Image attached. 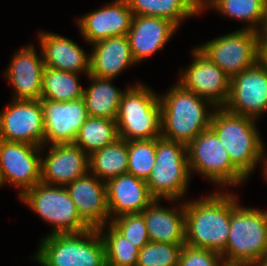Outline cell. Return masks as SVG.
Segmentation results:
<instances>
[{
  "instance_id": "cell-35",
  "label": "cell",
  "mask_w": 267,
  "mask_h": 266,
  "mask_svg": "<svg viewBox=\"0 0 267 266\" xmlns=\"http://www.w3.org/2000/svg\"><path fill=\"white\" fill-rule=\"evenodd\" d=\"M178 266H226L222 256L214 251L189 245L182 247Z\"/></svg>"
},
{
  "instance_id": "cell-18",
  "label": "cell",
  "mask_w": 267,
  "mask_h": 266,
  "mask_svg": "<svg viewBox=\"0 0 267 266\" xmlns=\"http://www.w3.org/2000/svg\"><path fill=\"white\" fill-rule=\"evenodd\" d=\"M133 14L127 0H113L105 7L78 18L83 39L89 44L114 36H126Z\"/></svg>"
},
{
  "instance_id": "cell-13",
  "label": "cell",
  "mask_w": 267,
  "mask_h": 266,
  "mask_svg": "<svg viewBox=\"0 0 267 266\" xmlns=\"http://www.w3.org/2000/svg\"><path fill=\"white\" fill-rule=\"evenodd\" d=\"M228 111L257 119L267 111V69L258 61L230 79Z\"/></svg>"
},
{
  "instance_id": "cell-6",
  "label": "cell",
  "mask_w": 267,
  "mask_h": 266,
  "mask_svg": "<svg viewBox=\"0 0 267 266\" xmlns=\"http://www.w3.org/2000/svg\"><path fill=\"white\" fill-rule=\"evenodd\" d=\"M115 122L119 138L126 141L161 137L159 95L141 83L128 86L120 100Z\"/></svg>"
},
{
  "instance_id": "cell-19",
  "label": "cell",
  "mask_w": 267,
  "mask_h": 266,
  "mask_svg": "<svg viewBox=\"0 0 267 266\" xmlns=\"http://www.w3.org/2000/svg\"><path fill=\"white\" fill-rule=\"evenodd\" d=\"M177 28L166 18L133 15L127 36L134 61L140 62L162 50Z\"/></svg>"
},
{
  "instance_id": "cell-40",
  "label": "cell",
  "mask_w": 267,
  "mask_h": 266,
  "mask_svg": "<svg viewBox=\"0 0 267 266\" xmlns=\"http://www.w3.org/2000/svg\"><path fill=\"white\" fill-rule=\"evenodd\" d=\"M262 168H264L263 172H264V175L267 178V157L265 158L264 166Z\"/></svg>"
},
{
  "instance_id": "cell-37",
  "label": "cell",
  "mask_w": 267,
  "mask_h": 266,
  "mask_svg": "<svg viewBox=\"0 0 267 266\" xmlns=\"http://www.w3.org/2000/svg\"><path fill=\"white\" fill-rule=\"evenodd\" d=\"M216 0H196V5L199 13H202L205 8L210 7Z\"/></svg>"
},
{
  "instance_id": "cell-15",
  "label": "cell",
  "mask_w": 267,
  "mask_h": 266,
  "mask_svg": "<svg viewBox=\"0 0 267 266\" xmlns=\"http://www.w3.org/2000/svg\"><path fill=\"white\" fill-rule=\"evenodd\" d=\"M44 118V146L73 143L81 126L87 120L88 112L82 98L71 101L41 99Z\"/></svg>"
},
{
  "instance_id": "cell-10",
  "label": "cell",
  "mask_w": 267,
  "mask_h": 266,
  "mask_svg": "<svg viewBox=\"0 0 267 266\" xmlns=\"http://www.w3.org/2000/svg\"><path fill=\"white\" fill-rule=\"evenodd\" d=\"M259 44V31L241 28L198 49L231 79L259 61Z\"/></svg>"
},
{
  "instance_id": "cell-36",
  "label": "cell",
  "mask_w": 267,
  "mask_h": 266,
  "mask_svg": "<svg viewBox=\"0 0 267 266\" xmlns=\"http://www.w3.org/2000/svg\"><path fill=\"white\" fill-rule=\"evenodd\" d=\"M259 62L267 69V36H260Z\"/></svg>"
},
{
  "instance_id": "cell-38",
  "label": "cell",
  "mask_w": 267,
  "mask_h": 266,
  "mask_svg": "<svg viewBox=\"0 0 267 266\" xmlns=\"http://www.w3.org/2000/svg\"><path fill=\"white\" fill-rule=\"evenodd\" d=\"M259 36H267V2H266V7H265V18L263 22V27L259 29Z\"/></svg>"
},
{
  "instance_id": "cell-17",
  "label": "cell",
  "mask_w": 267,
  "mask_h": 266,
  "mask_svg": "<svg viewBox=\"0 0 267 266\" xmlns=\"http://www.w3.org/2000/svg\"><path fill=\"white\" fill-rule=\"evenodd\" d=\"M65 188L80 218L90 228H105V224L109 221L105 182L89 171Z\"/></svg>"
},
{
  "instance_id": "cell-2",
  "label": "cell",
  "mask_w": 267,
  "mask_h": 266,
  "mask_svg": "<svg viewBox=\"0 0 267 266\" xmlns=\"http://www.w3.org/2000/svg\"><path fill=\"white\" fill-rule=\"evenodd\" d=\"M161 108V137L188 145L202 131L210 128V101L176 83L159 96ZM208 106V107H206Z\"/></svg>"
},
{
  "instance_id": "cell-27",
  "label": "cell",
  "mask_w": 267,
  "mask_h": 266,
  "mask_svg": "<svg viewBox=\"0 0 267 266\" xmlns=\"http://www.w3.org/2000/svg\"><path fill=\"white\" fill-rule=\"evenodd\" d=\"M133 15L162 17L178 27L184 18L199 14L196 0H127Z\"/></svg>"
},
{
  "instance_id": "cell-34",
  "label": "cell",
  "mask_w": 267,
  "mask_h": 266,
  "mask_svg": "<svg viewBox=\"0 0 267 266\" xmlns=\"http://www.w3.org/2000/svg\"><path fill=\"white\" fill-rule=\"evenodd\" d=\"M110 224L139 249L150 242L144 216L141 213L114 217L110 220Z\"/></svg>"
},
{
  "instance_id": "cell-24",
  "label": "cell",
  "mask_w": 267,
  "mask_h": 266,
  "mask_svg": "<svg viewBox=\"0 0 267 266\" xmlns=\"http://www.w3.org/2000/svg\"><path fill=\"white\" fill-rule=\"evenodd\" d=\"M155 199L141 214L149 240L171 244H185V204L179 209L165 208Z\"/></svg>"
},
{
  "instance_id": "cell-4",
  "label": "cell",
  "mask_w": 267,
  "mask_h": 266,
  "mask_svg": "<svg viewBox=\"0 0 267 266\" xmlns=\"http://www.w3.org/2000/svg\"><path fill=\"white\" fill-rule=\"evenodd\" d=\"M210 128L217 134L231 163L248 179L258 162H265L263 140L256 129L255 119L215 107ZM266 155V156H265Z\"/></svg>"
},
{
  "instance_id": "cell-5",
  "label": "cell",
  "mask_w": 267,
  "mask_h": 266,
  "mask_svg": "<svg viewBox=\"0 0 267 266\" xmlns=\"http://www.w3.org/2000/svg\"><path fill=\"white\" fill-rule=\"evenodd\" d=\"M34 260L41 266H107L105 246L98 229L80 233L48 234Z\"/></svg>"
},
{
  "instance_id": "cell-29",
  "label": "cell",
  "mask_w": 267,
  "mask_h": 266,
  "mask_svg": "<svg viewBox=\"0 0 267 266\" xmlns=\"http://www.w3.org/2000/svg\"><path fill=\"white\" fill-rule=\"evenodd\" d=\"M118 138L115 120L88 117L73 143L90 155L95 150L114 143Z\"/></svg>"
},
{
  "instance_id": "cell-30",
  "label": "cell",
  "mask_w": 267,
  "mask_h": 266,
  "mask_svg": "<svg viewBox=\"0 0 267 266\" xmlns=\"http://www.w3.org/2000/svg\"><path fill=\"white\" fill-rule=\"evenodd\" d=\"M266 2L267 0H216L210 7L230 18L247 22L244 29L259 31L257 27L263 26Z\"/></svg>"
},
{
  "instance_id": "cell-31",
  "label": "cell",
  "mask_w": 267,
  "mask_h": 266,
  "mask_svg": "<svg viewBox=\"0 0 267 266\" xmlns=\"http://www.w3.org/2000/svg\"><path fill=\"white\" fill-rule=\"evenodd\" d=\"M104 227L98 228L105 246L107 266H136L139 248L129 242L110 223L104 233Z\"/></svg>"
},
{
  "instance_id": "cell-22",
  "label": "cell",
  "mask_w": 267,
  "mask_h": 266,
  "mask_svg": "<svg viewBox=\"0 0 267 266\" xmlns=\"http://www.w3.org/2000/svg\"><path fill=\"white\" fill-rule=\"evenodd\" d=\"M39 43L45 67L82 73L90 72V55L72 40L51 32H40Z\"/></svg>"
},
{
  "instance_id": "cell-1",
  "label": "cell",
  "mask_w": 267,
  "mask_h": 266,
  "mask_svg": "<svg viewBox=\"0 0 267 266\" xmlns=\"http://www.w3.org/2000/svg\"><path fill=\"white\" fill-rule=\"evenodd\" d=\"M185 204V244L225 251L230 228V193H211Z\"/></svg>"
},
{
  "instance_id": "cell-14",
  "label": "cell",
  "mask_w": 267,
  "mask_h": 266,
  "mask_svg": "<svg viewBox=\"0 0 267 266\" xmlns=\"http://www.w3.org/2000/svg\"><path fill=\"white\" fill-rule=\"evenodd\" d=\"M192 53L194 60L181 72L178 83L215 107H224L229 98L230 78L198 48Z\"/></svg>"
},
{
  "instance_id": "cell-25",
  "label": "cell",
  "mask_w": 267,
  "mask_h": 266,
  "mask_svg": "<svg viewBox=\"0 0 267 266\" xmlns=\"http://www.w3.org/2000/svg\"><path fill=\"white\" fill-rule=\"evenodd\" d=\"M91 84L83 90V99L89 117L116 120L120 100L125 91L117 89L109 78L89 74Z\"/></svg>"
},
{
  "instance_id": "cell-23",
  "label": "cell",
  "mask_w": 267,
  "mask_h": 266,
  "mask_svg": "<svg viewBox=\"0 0 267 266\" xmlns=\"http://www.w3.org/2000/svg\"><path fill=\"white\" fill-rule=\"evenodd\" d=\"M89 74L114 79L134 61L128 36H114L92 43Z\"/></svg>"
},
{
  "instance_id": "cell-39",
  "label": "cell",
  "mask_w": 267,
  "mask_h": 266,
  "mask_svg": "<svg viewBox=\"0 0 267 266\" xmlns=\"http://www.w3.org/2000/svg\"><path fill=\"white\" fill-rule=\"evenodd\" d=\"M258 266H267V251L264 254L263 259Z\"/></svg>"
},
{
  "instance_id": "cell-28",
  "label": "cell",
  "mask_w": 267,
  "mask_h": 266,
  "mask_svg": "<svg viewBox=\"0 0 267 266\" xmlns=\"http://www.w3.org/2000/svg\"><path fill=\"white\" fill-rule=\"evenodd\" d=\"M78 73L55 70L45 67L42 78L41 99L71 101L83 97Z\"/></svg>"
},
{
  "instance_id": "cell-12",
  "label": "cell",
  "mask_w": 267,
  "mask_h": 266,
  "mask_svg": "<svg viewBox=\"0 0 267 266\" xmlns=\"http://www.w3.org/2000/svg\"><path fill=\"white\" fill-rule=\"evenodd\" d=\"M0 139L44 146L41 99H13L11 104L0 112Z\"/></svg>"
},
{
  "instance_id": "cell-20",
  "label": "cell",
  "mask_w": 267,
  "mask_h": 266,
  "mask_svg": "<svg viewBox=\"0 0 267 266\" xmlns=\"http://www.w3.org/2000/svg\"><path fill=\"white\" fill-rule=\"evenodd\" d=\"M105 185L108 223L115 216L141 213L155 200L149 192L146 181L129 173L112 178L106 181Z\"/></svg>"
},
{
  "instance_id": "cell-33",
  "label": "cell",
  "mask_w": 267,
  "mask_h": 266,
  "mask_svg": "<svg viewBox=\"0 0 267 266\" xmlns=\"http://www.w3.org/2000/svg\"><path fill=\"white\" fill-rule=\"evenodd\" d=\"M184 245L150 241L139 250L136 266H178Z\"/></svg>"
},
{
  "instance_id": "cell-16",
  "label": "cell",
  "mask_w": 267,
  "mask_h": 266,
  "mask_svg": "<svg viewBox=\"0 0 267 266\" xmlns=\"http://www.w3.org/2000/svg\"><path fill=\"white\" fill-rule=\"evenodd\" d=\"M89 172V155L74 143L52 144L41 156V182L66 186Z\"/></svg>"
},
{
  "instance_id": "cell-32",
  "label": "cell",
  "mask_w": 267,
  "mask_h": 266,
  "mask_svg": "<svg viewBox=\"0 0 267 266\" xmlns=\"http://www.w3.org/2000/svg\"><path fill=\"white\" fill-rule=\"evenodd\" d=\"M127 173L147 181L151 175L156 157V138L150 140L127 141Z\"/></svg>"
},
{
  "instance_id": "cell-11",
  "label": "cell",
  "mask_w": 267,
  "mask_h": 266,
  "mask_svg": "<svg viewBox=\"0 0 267 266\" xmlns=\"http://www.w3.org/2000/svg\"><path fill=\"white\" fill-rule=\"evenodd\" d=\"M44 146L0 139V180L20 187L19 196L41 182Z\"/></svg>"
},
{
  "instance_id": "cell-9",
  "label": "cell",
  "mask_w": 267,
  "mask_h": 266,
  "mask_svg": "<svg viewBox=\"0 0 267 266\" xmlns=\"http://www.w3.org/2000/svg\"><path fill=\"white\" fill-rule=\"evenodd\" d=\"M187 155L190 172L196 171L217 185L235 186L247 179L231 163L225 146L211 128L187 145Z\"/></svg>"
},
{
  "instance_id": "cell-26",
  "label": "cell",
  "mask_w": 267,
  "mask_h": 266,
  "mask_svg": "<svg viewBox=\"0 0 267 266\" xmlns=\"http://www.w3.org/2000/svg\"><path fill=\"white\" fill-rule=\"evenodd\" d=\"M89 171L104 182L127 173V141L118 138L114 143L92 152L89 155Z\"/></svg>"
},
{
  "instance_id": "cell-7",
  "label": "cell",
  "mask_w": 267,
  "mask_h": 266,
  "mask_svg": "<svg viewBox=\"0 0 267 266\" xmlns=\"http://www.w3.org/2000/svg\"><path fill=\"white\" fill-rule=\"evenodd\" d=\"M190 174L187 145L156 138L155 163L146 181L151 196L177 202L187 191Z\"/></svg>"
},
{
  "instance_id": "cell-3",
  "label": "cell",
  "mask_w": 267,
  "mask_h": 266,
  "mask_svg": "<svg viewBox=\"0 0 267 266\" xmlns=\"http://www.w3.org/2000/svg\"><path fill=\"white\" fill-rule=\"evenodd\" d=\"M267 251V211L244 208L230 193V228L225 251L226 266H258Z\"/></svg>"
},
{
  "instance_id": "cell-21",
  "label": "cell",
  "mask_w": 267,
  "mask_h": 266,
  "mask_svg": "<svg viewBox=\"0 0 267 266\" xmlns=\"http://www.w3.org/2000/svg\"><path fill=\"white\" fill-rule=\"evenodd\" d=\"M8 67L4 76L15 91L13 99L40 100L45 65L34 46L18 50Z\"/></svg>"
},
{
  "instance_id": "cell-8",
  "label": "cell",
  "mask_w": 267,
  "mask_h": 266,
  "mask_svg": "<svg viewBox=\"0 0 267 266\" xmlns=\"http://www.w3.org/2000/svg\"><path fill=\"white\" fill-rule=\"evenodd\" d=\"M42 220L53 225L50 234L84 232L90 227L80 218L73 200L64 186L42 182L19 196Z\"/></svg>"
}]
</instances>
